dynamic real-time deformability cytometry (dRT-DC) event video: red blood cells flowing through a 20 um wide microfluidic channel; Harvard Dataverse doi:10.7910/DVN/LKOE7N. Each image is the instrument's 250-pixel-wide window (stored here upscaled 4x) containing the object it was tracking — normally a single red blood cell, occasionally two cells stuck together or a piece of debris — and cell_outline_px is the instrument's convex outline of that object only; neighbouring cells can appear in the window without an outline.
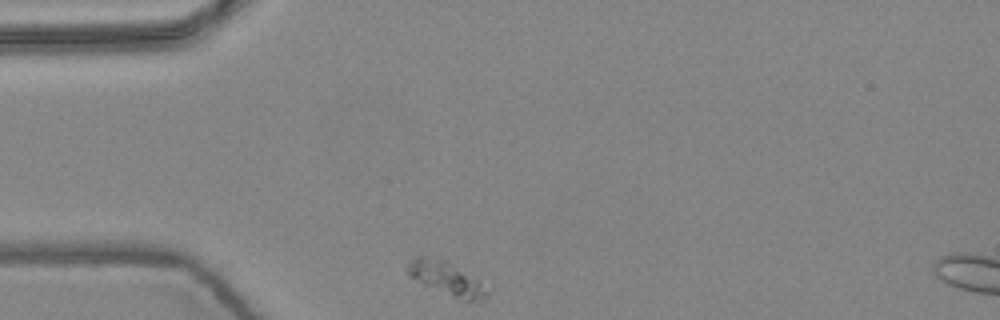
{"species": "common noctule bat (a hibernating species)", "species_latin": "Nyctalus noctula", "temperature_condition": "warm", "stored_images_in_passage": 2, "camera_frame_rate_fps": 3000, "um_per_image_px": 0.085, "animal": {"sex": "female", "body_mass_g": 24.6, "forearm_length_mm": 56.2}, "frame": {"image": 1, "passage_image": 1, "time_ms": 0.0, "image_size_px": [1000, 320], "cell_outline_px": [[492, 288], [484, 300], [464, 300], [452, 296], [408, 276], [408, 264], [416, 256], [424, 256], [440, 260], [448, 264]], "centroid_in_image_um": [38.0, 23.71], "position_along_channel_um": 47.0, "area_um2": 14.57}}